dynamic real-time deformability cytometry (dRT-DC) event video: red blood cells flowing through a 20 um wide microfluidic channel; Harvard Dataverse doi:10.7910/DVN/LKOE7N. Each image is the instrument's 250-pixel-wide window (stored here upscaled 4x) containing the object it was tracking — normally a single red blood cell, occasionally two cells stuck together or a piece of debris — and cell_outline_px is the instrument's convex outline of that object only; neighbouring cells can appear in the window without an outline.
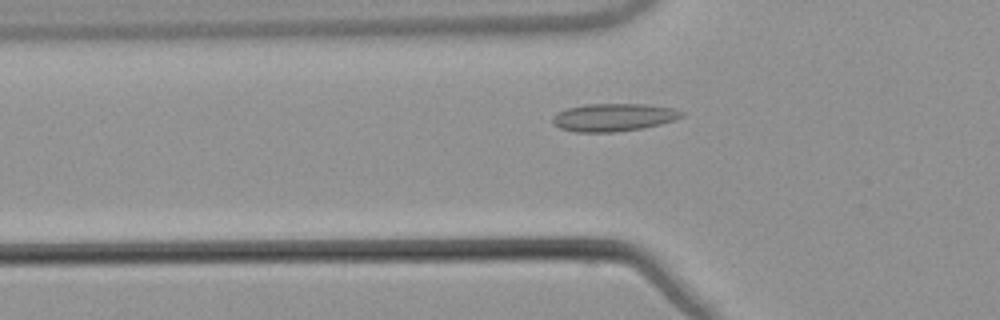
{"species": "common noctule bat (a hibernating species)", "species_latin": "Nyctalus noctula", "temperature_condition": "warm", "stored_images_in_passage": 48, "camera_frame_rate_fps": 3000, "um_per_image_px": 0.085, "animal": {"sex": "male", "body_mass_g": 21.5, "forearm_length_mm": 52.0}, "frame": {"image": 1, "passage_image": 13, "time_ms": 4.0, "image_size_px": [1000, 320], "cell_outline_px": [[684, 116], [660, 124], [644, 128], [616, 132], [576, 132], [560, 128], [552, 124], [552, 116], [556, 112], [568, 108], [584, 104], [644, 104], [672, 108], [684, 112]], "centroid_in_image_um": [52.11, 9.97], "position_along_channel_um": 73.7, "area_um2": 20.98}}
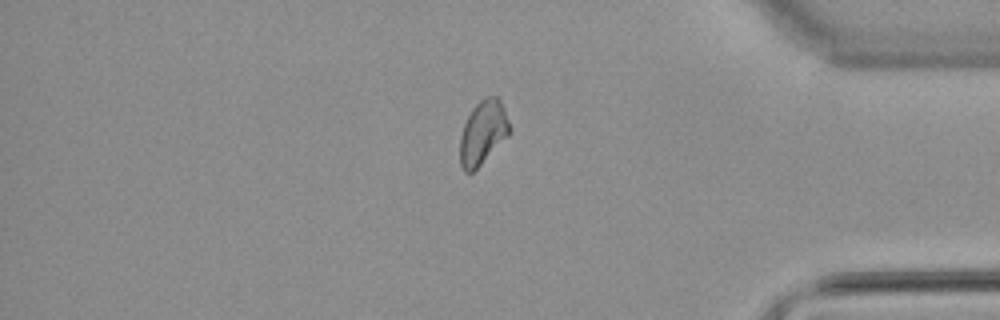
{"frame": {"image": 2, "passage_image": 40, "time_ms": 13.0, "image_size_px": [1000, 320], "cell_outline_px": [[508, 136], [472, 172], [464, 172], [460, 164], [460, 136], [464, 124], [472, 108], [484, 96], [496, 96], [500, 100], [504, 108], [508, 120]], "centroid_in_image_um": [41.02, 11.24], "position_along_channel_um": 394.2, "area_um2": 18.09}}
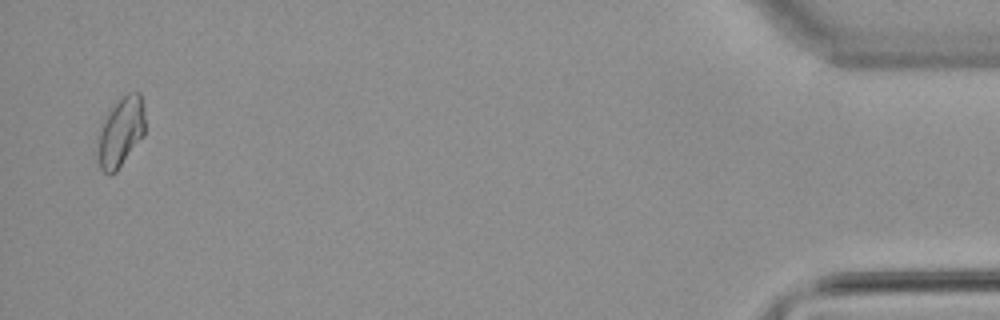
{"frame": {"image": 3, "passage_image": 47, "time_ms": 15.333, "image_size_px": [1000, 320], "cell_outline_px": [[144, 136], [116, 172], [112, 176], [108, 176], [100, 168], [96, 152], [96, 136], [100, 120], [116, 100], [128, 92], [140, 92], [144, 104]], "centroid_in_image_um": [10.2, 11.21], "position_along_channel_um": 425.0, "area_um2": 20.29}, "authors_computed_cell_mechanics": {"area_um2": 18.785, "velocity_mm_per_s": 3.8378, "shape_relaxation_time_tau1_ms": null, "shape_relaxation_time_tau2_ms": 2.2074, "deformation_change_tau1": null, "deformation_change_tau2": 0.0861}}